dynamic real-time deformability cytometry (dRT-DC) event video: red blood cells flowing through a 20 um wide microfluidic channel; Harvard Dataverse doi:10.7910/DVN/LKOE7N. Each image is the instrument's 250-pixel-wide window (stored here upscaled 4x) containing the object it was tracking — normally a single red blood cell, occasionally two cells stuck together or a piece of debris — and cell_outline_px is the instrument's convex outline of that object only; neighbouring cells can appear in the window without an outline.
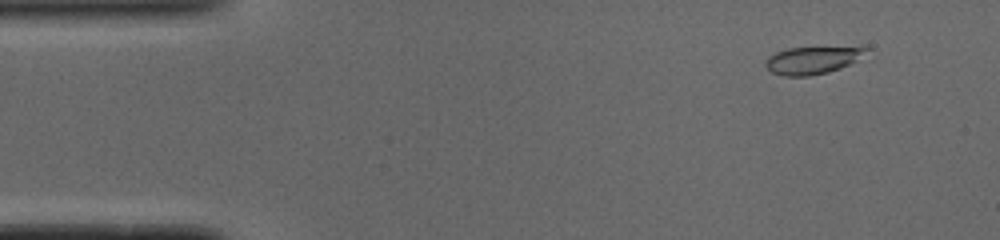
{"species": "common noctule bat (a hibernating species)", "species_latin": "Nyctalus noctula", "temperature_condition": "cold", "stored_images_in_passage": 51, "camera_frame_rate_fps": 3000, "um_per_image_px": 0.085, "animal": {"sex": "male", "body_mass_g": 19.0, "forearm_length_mm": 50.8}, "frame": {"image": 1, "passage_image": 5, "time_ms": 1.333, "image_size_px": [1000, 240], "cell_outline_px": [[868, 48], [856, 60], [840, 68], [828, 72], [808, 76], [784, 76], [772, 72], [764, 64], [764, 60], [768, 56], [776, 52], [788, 48]], "centroid_in_image_um": [68.92, 5.14], "position_along_channel_um": 16.1, "area_um2": 15.49}}
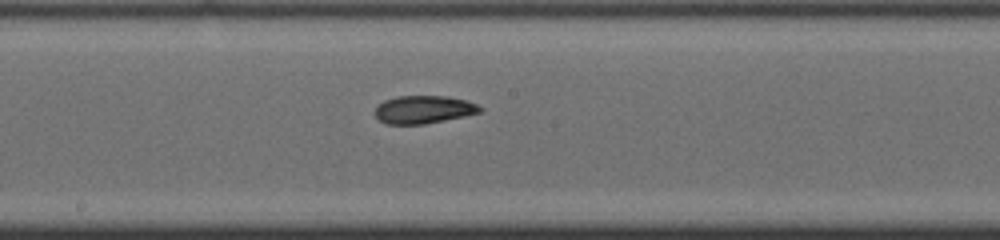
{"frame": {"image": 2, "passage_image": 27, "time_ms": 8.667, "image_size_px": [1000, 240], "cell_outline_px": [[484, 108], [480, 112], [464, 116], [424, 124], [388, 124], [380, 120], [376, 116], [376, 108], [384, 100], [396, 96], [448, 96], [464, 100], [476, 104]], "centroid_in_image_um": [36.02, 9.3], "position_along_channel_um": 212.2, "area_um2": 16.88}}
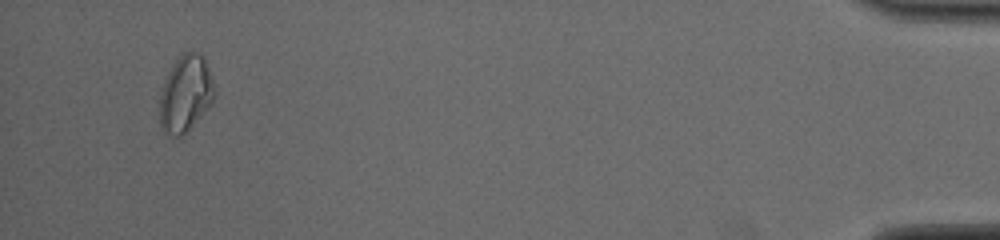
{"frame": {"image": 3, "passage_image": 49, "time_ms": 16.0, "image_size_px": [1000, 240], "cell_outline_px": [[216, 96], [212, 104], [180, 136], [172, 136], [164, 132], [160, 128], [160, 92], [168, 72], [172, 64], [184, 52], [200, 52], [204, 56], [216, 92]], "centroid_in_image_um": [15.78, 7.94], "position_along_channel_um": 419.4, "area_um2": 24.28}, "authors_computed_cell_mechanics": {"area_um2": 17.051, "velocity_mm_per_s": 3.9165, "shape_relaxation_time_tau1_ms": 8.8754, "shape_relaxation_time_tau2_ms": 3.4604, "deformation_change_tau1": 0.2192, "deformation_change_tau2": 0.093}}